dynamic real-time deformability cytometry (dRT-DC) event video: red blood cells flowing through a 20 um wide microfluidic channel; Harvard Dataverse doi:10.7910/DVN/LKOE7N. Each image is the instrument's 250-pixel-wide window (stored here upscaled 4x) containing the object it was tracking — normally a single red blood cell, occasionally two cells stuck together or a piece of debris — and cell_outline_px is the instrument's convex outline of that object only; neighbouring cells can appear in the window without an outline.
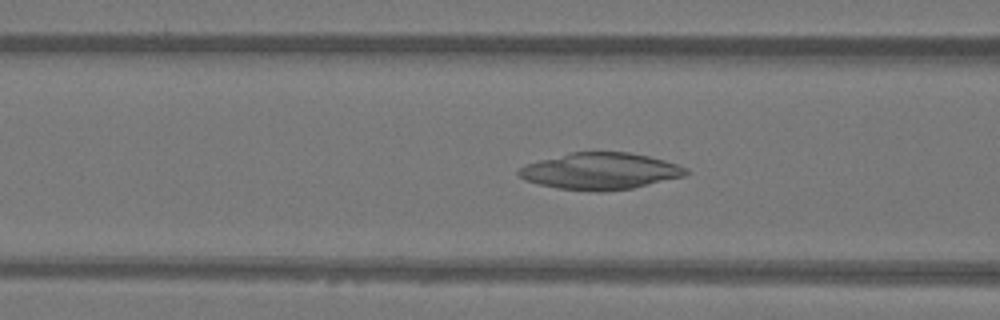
{"species": "Egyptian fruit bat (a non-hibernating species)", "species_latin": "Rousettus aegyptiacus", "temperature_condition": "warm", "stored_images_in_passage": 20, "camera_frame_rate_fps": 3000, "um_per_image_px": 0.085, "animal": {"sex": "female"}, "frame": {"image": 1, "passage_image": 20, "time_ms": 6.333, "image_size_px": [1000, 320], "cell_outline_px": [[688, 172], [684, 176], [632, 188], [604, 192], [596, 192], [556, 188], [524, 180], [516, 172], [524, 164], [572, 152], [628, 152], [648, 156], [664, 160], [688, 168]], "centroid_in_image_um": [51.01, 14.55], "position_along_channel_um": 115.6, "area_um2": 35.6}}